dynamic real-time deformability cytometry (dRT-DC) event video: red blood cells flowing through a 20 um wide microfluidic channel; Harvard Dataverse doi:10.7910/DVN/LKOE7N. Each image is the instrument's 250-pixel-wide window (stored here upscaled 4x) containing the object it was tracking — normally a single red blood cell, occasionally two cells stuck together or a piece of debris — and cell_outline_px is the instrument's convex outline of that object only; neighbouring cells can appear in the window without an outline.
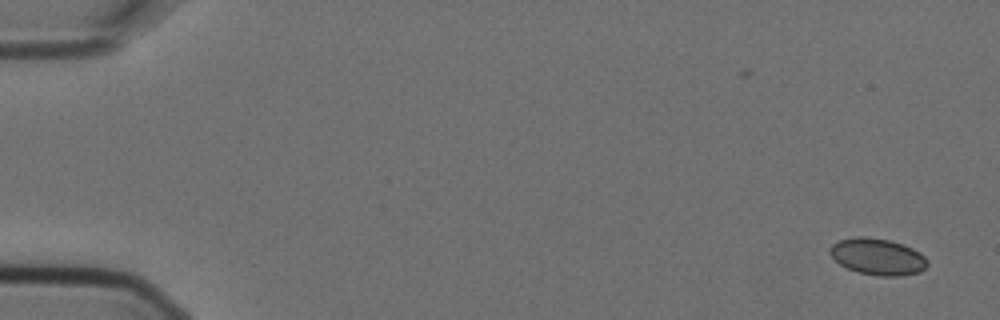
{"species": "Egyptian fruit bat (a non-hibernating species)", "species_latin": "Rousettus aegyptiacus", "temperature_condition": "cold", "stored_images_in_passage": 6, "camera_frame_rate_fps": 3000, "um_per_image_px": 0.085, "animal": {"sex": "female"}, "frame": {"image": 1, "passage_image": 2, "time_ms": 0.333, "image_size_px": [1000, 320], "cell_outline_px": [[928, 264], [920, 272], [900, 276], [876, 276], [860, 272], [848, 268], [840, 264], [828, 252], [828, 248], [832, 244], [840, 240], [856, 236], [864, 236], [888, 240], [904, 244], [920, 252], [928, 260]], "centroid_in_image_um": [74.61, 21.81], "position_along_channel_um": 10.4, "area_um2": 20.81}}
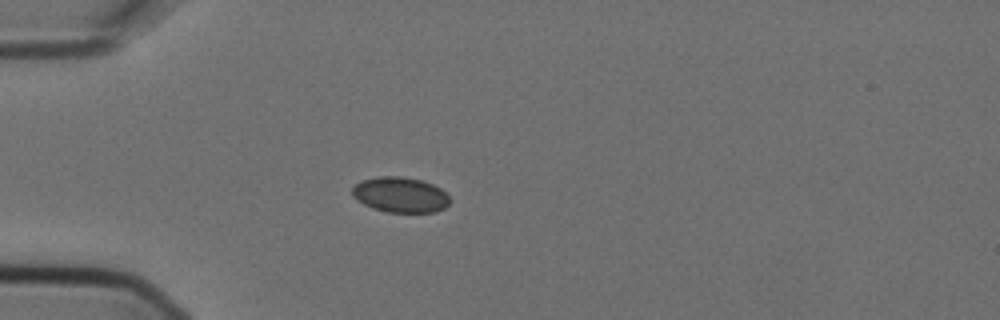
{"frame": {"image": 2, "passage_image": 6, "time_ms": 1.667, "image_size_px": [1000, 320], "cell_outline_px": [[448, 204], [444, 208], [436, 212], [388, 212], [372, 208], [364, 204], [352, 196], [352, 188], [360, 180], [376, 176], [400, 176], [420, 180], [432, 184], [440, 188], [448, 196]], "centroid_in_image_um": [33.99, 16.55], "position_along_channel_um": 51.0, "area_um2": 20.06}}